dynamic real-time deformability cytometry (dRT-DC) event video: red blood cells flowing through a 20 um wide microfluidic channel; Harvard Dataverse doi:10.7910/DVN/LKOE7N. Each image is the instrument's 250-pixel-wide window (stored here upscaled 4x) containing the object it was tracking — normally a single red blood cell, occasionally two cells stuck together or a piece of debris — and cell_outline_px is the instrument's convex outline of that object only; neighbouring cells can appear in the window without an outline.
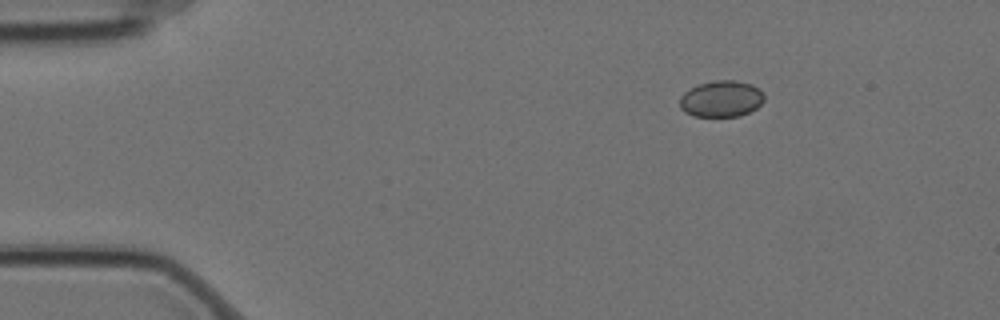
{"species": "Egyptian fruit bat (a non-hibernating species)", "species_latin": "Rousettus aegyptiacus", "temperature_condition": "cold", "stored_images_in_passage": 4, "camera_frame_rate_fps": 3000, "um_per_image_px": 0.085, "animal": {"sex": "female"}, "frame": {"image": 1, "passage_image": 1, "time_ms": 0.0, "image_size_px": [1000, 320], "cell_outline_px": [[764, 100], [756, 108], [740, 116], [692, 116], [684, 112], [680, 108], [680, 96], [684, 92], [700, 84], [712, 80], [736, 80], [752, 84], [760, 88], [764, 92]], "centroid_in_image_um": [61.32, 8.39], "position_along_channel_um": 23.7, "area_um2": 18.03}}
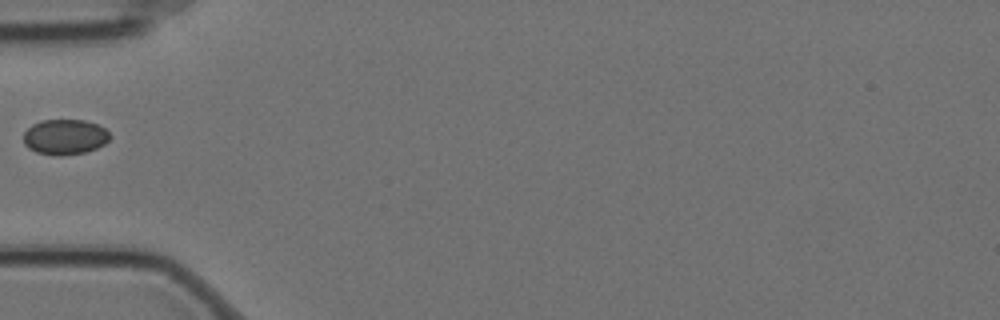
{"frame": {"image": 2, "passage_image": 4, "time_ms": 1.0, "image_size_px": [1000, 320], "cell_outline_px": [[112, 136], [104, 144], [96, 148], [84, 152], [60, 156], [56, 156], [36, 152], [28, 148], [24, 144], [24, 132], [32, 124], [40, 120], [84, 120], [96, 124], [104, 128]], "centroid_in_image_um": [5.5, 11.64], "position_along_channel_um": 79.5, "area_um2": 17.8}}